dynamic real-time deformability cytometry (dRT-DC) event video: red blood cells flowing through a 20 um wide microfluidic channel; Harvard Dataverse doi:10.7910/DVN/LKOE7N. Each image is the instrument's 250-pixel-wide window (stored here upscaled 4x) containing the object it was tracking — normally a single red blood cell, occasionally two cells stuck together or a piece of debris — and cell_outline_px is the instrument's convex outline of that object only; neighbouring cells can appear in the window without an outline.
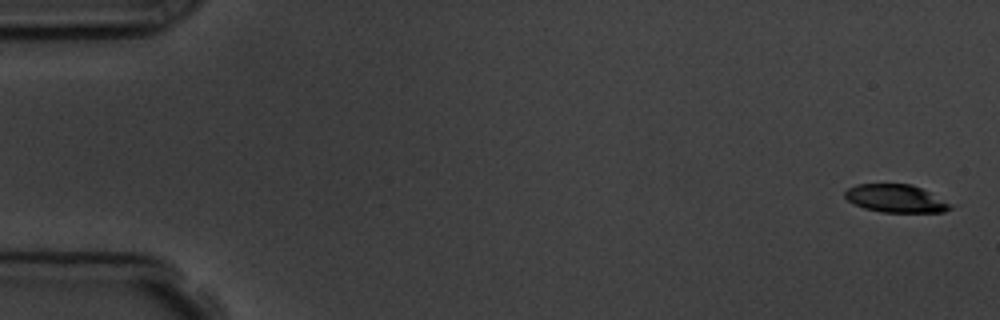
{"species": "common noctule bat (a hibernating species)", "species_latin": "Nyctalus noctula", "temperature_condition": "room temperature", "stored_images_in_passage": 5, "segment_of_instrument_passage": [2, 2], "camera_frame_rate_fps": 3000, "um_per_image_px": 0.085, "animal": {"sex": "male", "body_mass_g": 19.5, "forearm_length_mm": 54.6}, "frame": {"image": 1, "passage_image": 5, "time_ms": 5.667, "image_size_px": [1000, 320], "cell_outline_px": [[952, 208], [944, 212], [880, 212], [864, 208], [848, 200], [844, 196], [844, 192], [848, 188], [856, 184], [912, 184], [928, 192], [948, 204]], "centroid_in_image_um": [76.07, 16.87], "position_along_channel_um": 8.9, "area_um2": 16.76}}